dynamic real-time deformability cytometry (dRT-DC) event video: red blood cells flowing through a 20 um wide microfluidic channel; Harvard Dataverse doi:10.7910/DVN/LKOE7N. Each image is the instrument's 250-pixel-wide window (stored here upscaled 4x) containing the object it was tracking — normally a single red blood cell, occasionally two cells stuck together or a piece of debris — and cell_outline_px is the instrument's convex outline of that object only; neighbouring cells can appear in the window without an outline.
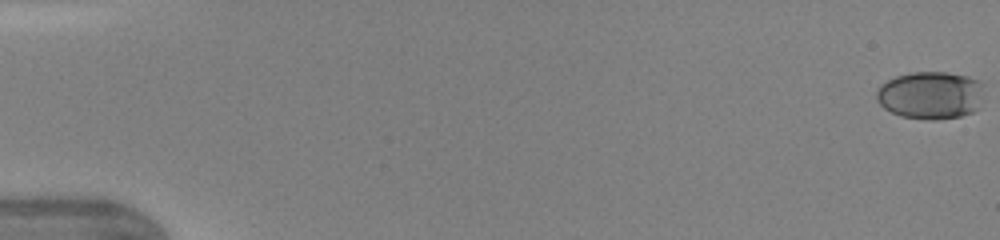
{"species": "human", "species_latin": "Homo sapiens", "temperature_condition": "warm", "stored_images_in_passage": 48, "camera_frame_rate_fps": 3000, "um_per_image_px": 0.085, "donor": {"sex": "female"}, "frame": {"image": 1, "passage_image": 1, "time_ms": 0.0, "image_size_px": [1000, 240], "cell_outline_px": [[984, 84], [980, 108], [972, 112], [960, 116], [932, 120], [900, 116], [884, 108], [876, 100], [876, 88], [880, 84], [896, 76], [912, 72], [948, 72], [968, 76], [980, 80]], "centroid_in_image_um": [79.11, 8.08], "position_along_channel_um": 5.9, "area_um2": 30.29}}
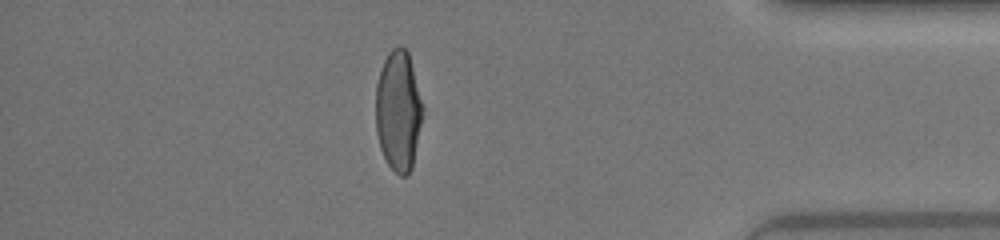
{"frame": {"image": 2, "passage_image": 42, "time_ms": 13.667, "image_size_px": [1000, 240], "cell_outline_px": [[424, 108], [412, 168], [408, 176], [400, 176], [388, 164], [380, 148], [376, 132], [376, 84], [384, 60], [388, 52], [392, 48], [400, 44], [408, 52]], "centroid_in_image_um": [33.86, 9.42], "position_along_channel_um": 401.3, "area_um2": 33.0}}
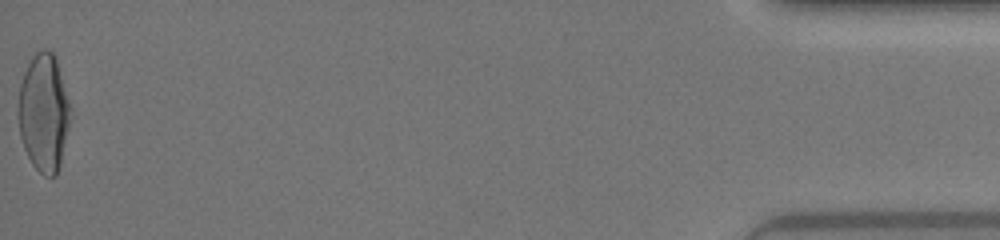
{"frame": {"image": 3, "passage_image": 48, "time_ms": 15.667, "image_size_px": [1000, 240], "cell_outline_px": [[72, 108], [68, 128], [60, 164], [56, 176], [44, 176], [32, 164], [24, 148], [20, 136], [16, 112], [20, 84], [24, 72], [32, 56], [36, 52], [44, 48], [48, 48], [56, 56]], "centroid_in_image_um": [3.71, 9.54], "position_along_channel_um": 431.5, "area_um2": 36.36}, "authors_computed_cell_mechanics": {"area_um2": 33.3795, "velocity_mm_per_s": 4.3936, "shape_relaxation_time_tau1_ms": 4.2175, "shape_relaxation_time_tau2_ms": 0.7685, "deformation_change_tau1": 0.1926, "deformation_change_tau2": 0.06}}